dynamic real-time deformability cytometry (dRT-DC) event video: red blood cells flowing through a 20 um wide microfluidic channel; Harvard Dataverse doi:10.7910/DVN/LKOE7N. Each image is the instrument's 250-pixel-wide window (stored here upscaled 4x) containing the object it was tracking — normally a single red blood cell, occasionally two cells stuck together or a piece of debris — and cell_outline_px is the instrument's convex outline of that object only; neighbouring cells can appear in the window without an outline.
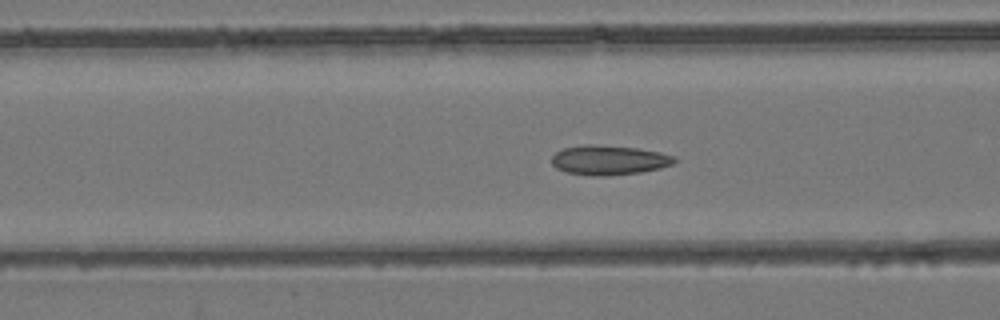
{"species": "common noctule bat (a hibernating species)", "species_latin": "Nyctalus noctula", "temperature_condition": "room temperature", "stored_images_in_passage": 49, "camera_frame_rate_fps": 3000, "um_per_image_px": 0.085, "animal": {"sex": "female", "body_mass_g": 24.6, "forearm_length_mm": 56.2}, "frame": {"image": 1, "passage_image": 22, "time_ms": 7.0, "image_size_px": [1000, 320], "cell_outline_px": [[676, 160], [672, 164], [660, 168], [640, 172], [608, 176], [596, 176], [564, 172], [556, 168], [552, 164], [552, 156], [556, 152], [564, 148], [584, 144], [592, 144], [636, 148], [660, 152], [676, 156]], "centroid_in_image_um": [51.75, 13.61], "position_along_channel_um": 114.9, "area_um2": 21.21}}
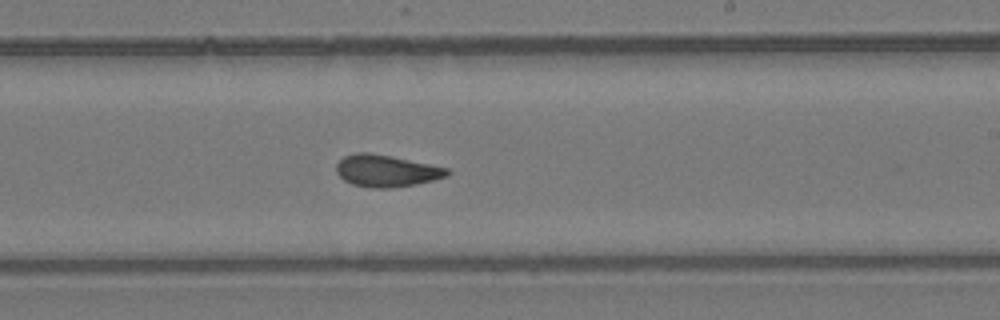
{"frame": {"image": 2, "passage_image": 33, "time_ms": 10.667, "image_size_px": [1000, 320], "cell_outline_px": [[452, 172], [448, 176], [432, 180], [412, 184], [388, 188], [372, 188], [352, 184], [344, 180], [336, 172], [336, 164], [344, 156], [356, 152], [368, 152], [392, 156], [448, 168]], "centroid_in_image_um": [32.82, 14.51], "position_along_channel_um": 256.2, "area_um2": 20.52}}
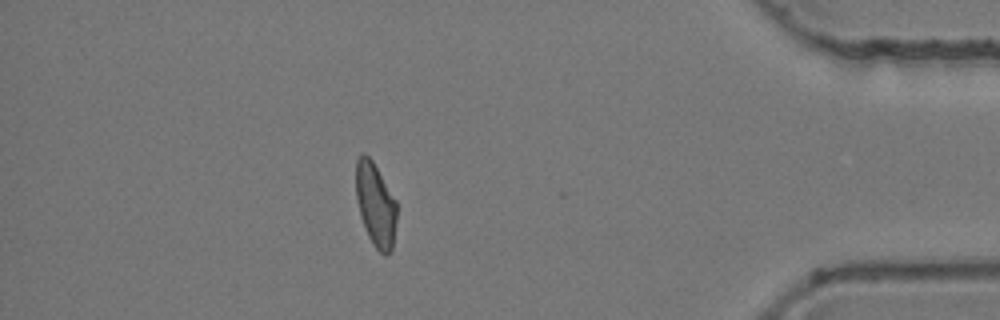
{"frame": {"image": 3, "passage_image": 48, "time_ms": 15.667, "image_size_px": [1000, 320], "cell_outline_px": [[396, 220], [392, 248], [388, 256], [384, 256], [372, 244], [368, 236], [360, 216], [356, 200], [356, 160], [364, 152], [372, 160], [396, 200]], "centroid_in_image_um": [31.91, 17.42], "position_along_channel_um": 403.3, "area_um2": 19.88}, "authors_computed_cell_mechanics": {"area_um2": 20.8658, "velocity_mm_per_s": 3.8513, "shape_relaxation_time_tau1_ms": null, "shape_relaxation_time_tau2_ms": 1.9157, "deformation_change_tau1": null, "deformation_change_tau2": 0.0843}}